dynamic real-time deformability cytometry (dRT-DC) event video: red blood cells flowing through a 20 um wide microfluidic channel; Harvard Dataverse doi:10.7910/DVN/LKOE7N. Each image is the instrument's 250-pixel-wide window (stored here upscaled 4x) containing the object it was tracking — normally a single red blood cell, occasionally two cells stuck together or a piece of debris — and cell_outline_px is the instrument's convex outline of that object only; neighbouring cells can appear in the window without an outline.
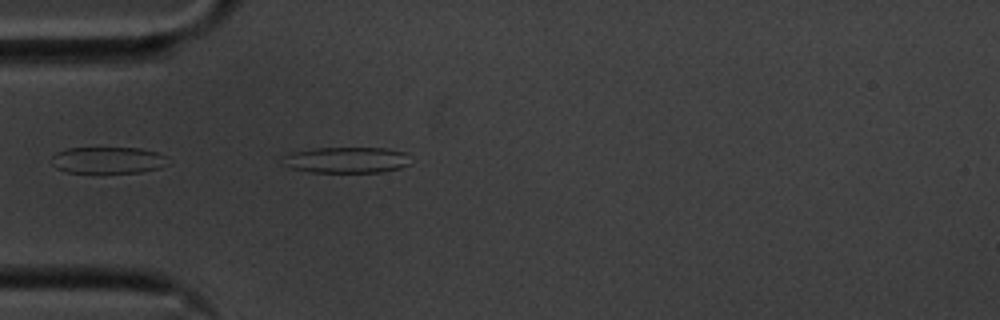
{"species": "common noctule bat (a hibernating species)", "species_latin": "Nyctalus noctula", "temperature_condition": "cold", "stored_images_in_passage": 42, "camera_frame_rate_fps": 3000, "um_per_image_px": 0.085, "animal": {"sex": "male", "body_mass_g": 20.1, "forearm_length_mm": 53.5}, "frame": {"image": 1, "passage_image": 2, "time_ms": 0.333, "image_size_px": [1000, 320], "cell_outline_px": [[408, 164], [400, 168], [380, 172], [308, 172], [292, 168], [280, 164], [284, 156], [292, 152], [316, 148], [384, 148], [404, 152]], "centroid_in_image_um": [29.37, 13.6], "position_along_channel_um": 55.6, "area_um2": 19.19}}
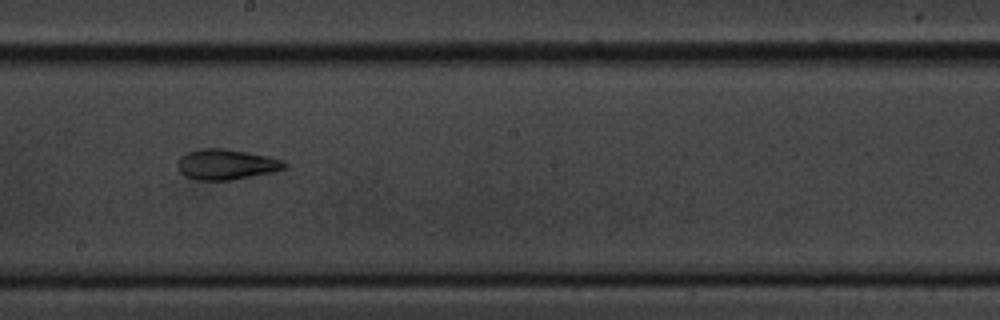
{"frame": {"image": 2, "passage_image": 17, "time_ms": 5.333, "image_size_px": [1000, 320], "cell_outline_px": [[288, 168], [276, 172], [232, 180], [196, 180], [184, 176], [180, 172], [176, 164], [180, 156], [188, 152], [200, 148], [224, 148], [268, 156], [284, 160], [288, 164]], "centroid_in_image_um": [19.26, 13.98], "position_along_channel_um": 228.9, "area_um2": 19.36}}
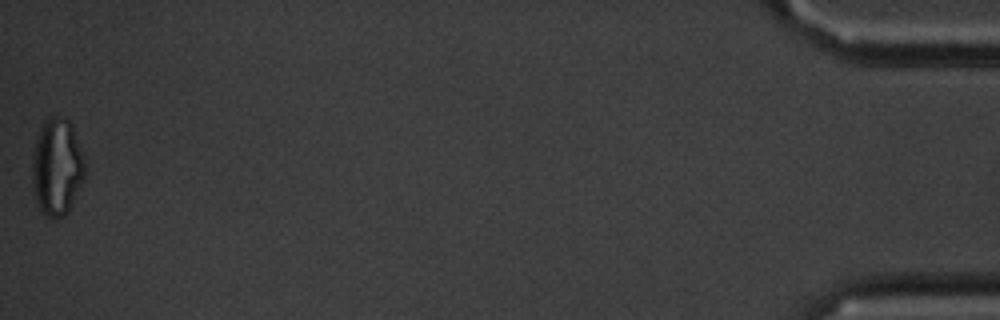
{"frame": {"image": 3, "passage_image": 42, "time_ms": 13.667, "image_size_px": [1000, 320], "cell_outline_px": [[84, 180], [68, 212], [64, 216], [48, 216], [36, 204], [32, 180], [32, 160], [36, 140], [40, 128], [44, 120], [48, 116], [56, 116], [68, 120], [72, 124], [84, 156]], "centroid_in_image_um": [4.85, 14.16], "position_along_channel_um": 430.4, "area_um2": 29.77}, "authors_computed_cell_mechanics": {"area_um2": 19.363, "velocity_mm_per_s": 3.5633, "shape_relaxation_time_tau1_ms": null, "shape_relaxation_time_tau2_ms": 3.7837, "deformation_change_tau1": null, "deformation_change_tau2": 0.1142}}